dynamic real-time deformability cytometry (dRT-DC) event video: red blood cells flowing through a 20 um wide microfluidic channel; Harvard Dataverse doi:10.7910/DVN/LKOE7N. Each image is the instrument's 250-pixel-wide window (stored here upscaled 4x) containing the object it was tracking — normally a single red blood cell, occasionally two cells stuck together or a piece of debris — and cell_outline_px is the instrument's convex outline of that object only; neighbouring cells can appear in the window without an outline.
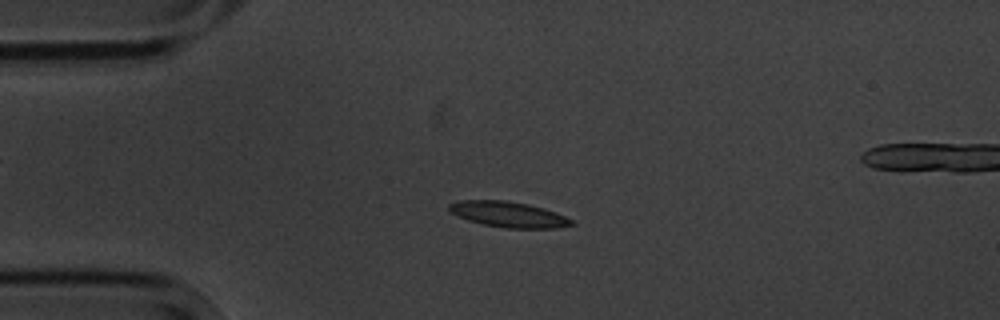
{"species": "common noctule bat (a hibernating species)", "species_latin": "Nyctalus noctula", "temperature_condition": "cold", "stored_images_in_passage": 12, "camera_frame_rate_fps": 3000, "um_per_image_px": 0.085, "animal": {"sex": "male", "body_mass_g": 20.1, "forearm_length_mm": 53.5}, "frame": {"image": 1, "passage_image": 3, "time_ms": 3.0, "image_size_px": [1000, 320], "cell_outline_px": [[576, 224], [556, 228], [504, 228], [484, 224], [468, 220], [452, 212], [448, 208], [448, 204], [460, 200], [504, 200], [528, 204], [544, 208], [556, 212], [572, 220]], "centroid_in_image_um": [43.24, 18.22], "position_along_channel_um": 41.8, "area_um2": 18.15}}
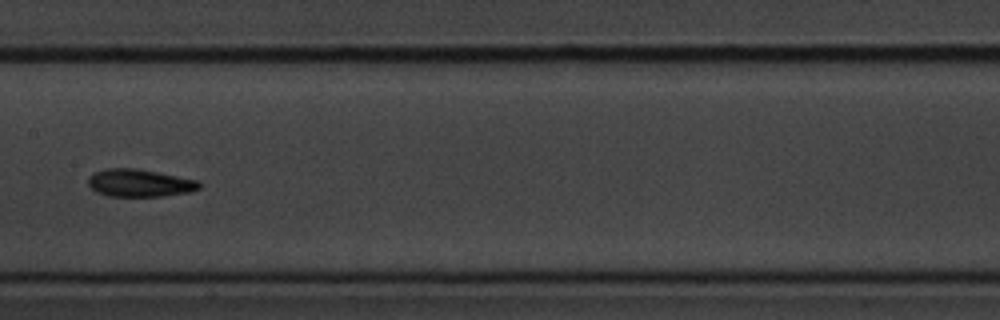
{"frame": {"image": 2, "passage_image": 7, "time_ms": 8.0, "image_size_px": [1000, 320], "cell_outline_px": [[200, 188], [188, 192], [164, 196], [108, 196], [96, 192], [88, 184], [88, 180], [96, 172], [108, 168], [136, 168], [200, 180]], "centroid_in_image_um": [11.9, 15.55], "position_along_channel_um": 195.5, "area_um2": 17.74}}
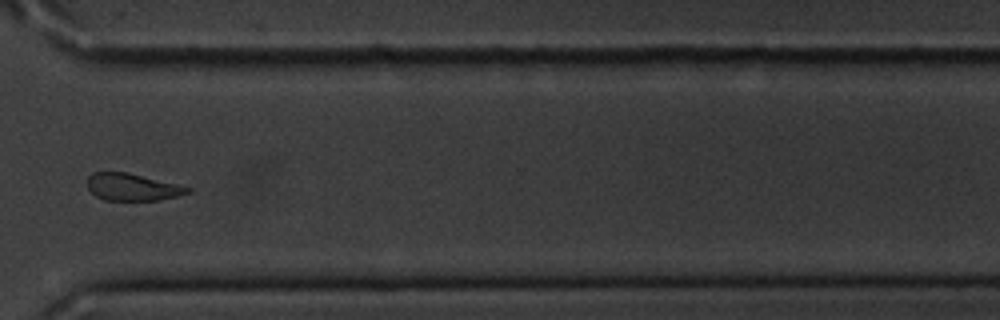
{"frame": {"image": 3, "passage_image": 11, "time_ms": 12.667, "image_size_px": [1000, 320], "cell_outline_px": [[192, 192], [160, 200], [104, 200], [96, 196], [88, 188], [88, 176], [92, 172], [128, 172], [192, 188]], "centroid_in_image_um": [11.25, 15.9], "position_along_channel_um": 359.4, "area_um2": 15.78}, "authors_computed_cell_mechanics": {"area_um2": 17.4556, "velocity_mm_per_s": 3.5174, "shape_relaxation_time_tau1_ms": 1.4867, "shape_relaxation_time_tau2_ms": 6.0333, "deformation_change_tau1": 0.0958, "deformation_change_tau2": 0.1163}}